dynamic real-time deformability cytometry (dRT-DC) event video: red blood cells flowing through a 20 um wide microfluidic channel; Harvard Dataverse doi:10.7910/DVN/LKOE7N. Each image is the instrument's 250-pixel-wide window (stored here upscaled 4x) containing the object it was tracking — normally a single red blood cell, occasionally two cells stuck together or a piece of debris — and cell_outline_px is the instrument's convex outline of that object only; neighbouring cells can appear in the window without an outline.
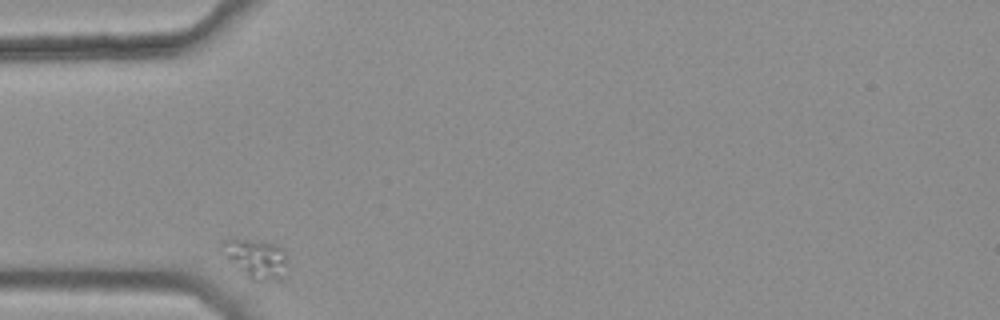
{"species": "common noctule bat (a hibernating species)", "species_latin": "Nyctalus noctula", "temperature_condition": "warm", "stored_images_in_passage": 31, "camera_frame_rate_fps": 3000, "um_per_image_px": 0.085, "animal": {"sex": "female", "body_mass_g": 25.1}, "frame": {"image": 1, "passage_image": 1, "time_ms": 0.0, "image_size_px": [1000, 320], "cell_outline_px": [[288, 276], [280, 280], [248, 280], [224, 256], [220, 244], [224, 240], [260, 240], [280, 244], [288, 260]], "centroid_in_image_um": [21.84, 22.01], "position_along_channel_um": 63.2, "area_um2": 15.55}}
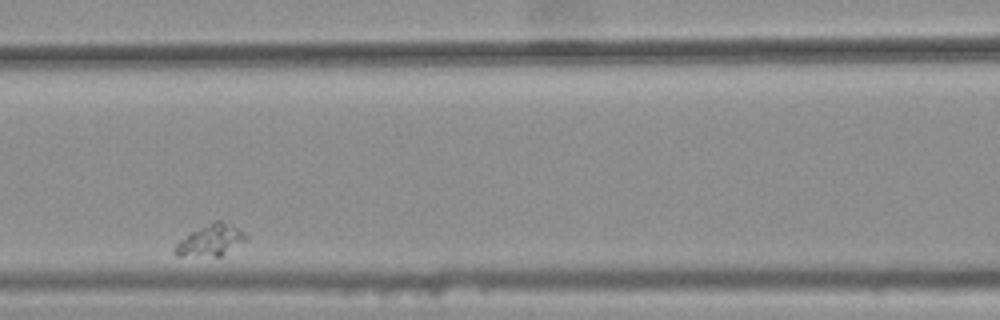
{"frame": {"image": 2, "passage_image": 10, "time_ms": 3.0, "image_size_px": [1000, 320], "cell_outline_px": [[244, 240], [220, 256], [176, 256], [172, 252], [176, 244], [180, 240], [192, 232], [216, 220], [220, 220], [236, 228], [244, 236]], "centroid_in_image_um": [17.79, 20.46], "position_along_channel_um": 148.8, "area_um2": 12.25}}
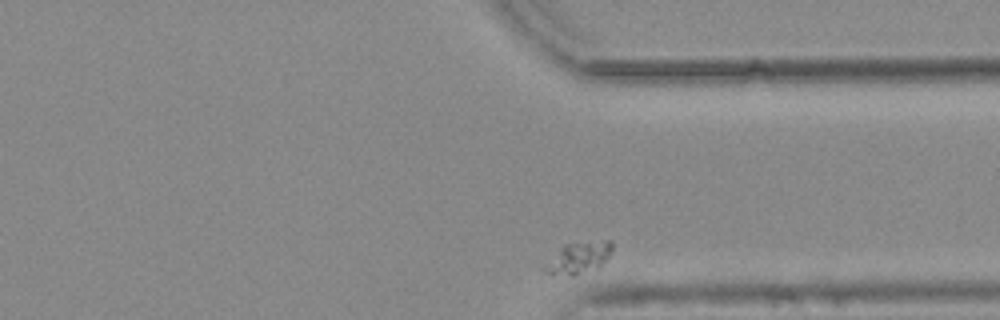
{"frame": {"image": 3, "passage_image": 31, "time_ms": 10.0, "image_size_px": [1000, 320], "cell_outline_px": [[612, 248], [608, 256], [600, 268], [572, 276], [552, 276], [544, 272], [544, 268], [564, 244], [604, 240], [612, 240]], "centroid_in_image_um": [49.21, 21.95], "position_along_channel_um": 362.2, "area_um2": 12.37}}